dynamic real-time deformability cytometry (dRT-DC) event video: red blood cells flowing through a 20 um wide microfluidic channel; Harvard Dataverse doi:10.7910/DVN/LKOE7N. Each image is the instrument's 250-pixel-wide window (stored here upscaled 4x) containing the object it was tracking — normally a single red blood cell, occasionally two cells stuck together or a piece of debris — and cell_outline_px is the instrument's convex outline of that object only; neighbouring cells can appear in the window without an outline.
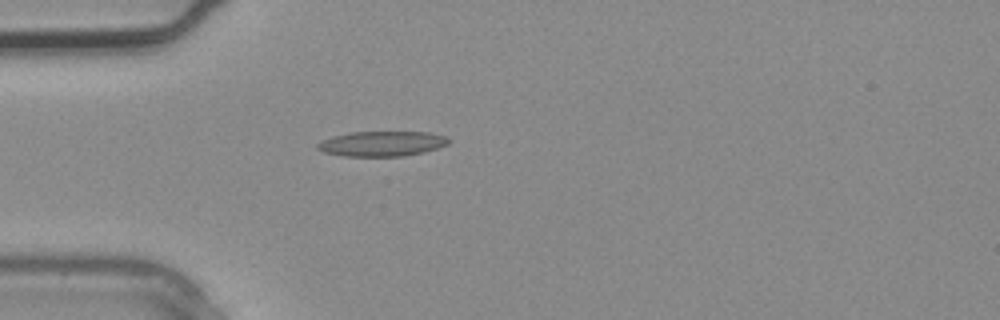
{"species": "common noctule bat (a hibernating species)", "species_latin": "Nyctalus noctula", "temperature_condition": "warm", "stored_images_in_passage": 2, "camera_frame_rate_fps": 3000, "um_per_image_px": 0.085, "animal": {"sex": "male", "body_mass_g": 20.4}, "frame": {"image": 1, "passage_image": 2, "time_ms": 0.333, "image_size_px": [1000, 320], "cell_outline_px": [[452, 140], [448, 144], [436, 148], [404, 156], [344, 156], [324, 152], [316, 148], [316, 144], [332, 136], [352, 132], [428, 132], [448, 136]], "centroid_in_image_um": [32.48, 12.2], "position_along_channel_um": 52.5, "area_um2": 19.07}}